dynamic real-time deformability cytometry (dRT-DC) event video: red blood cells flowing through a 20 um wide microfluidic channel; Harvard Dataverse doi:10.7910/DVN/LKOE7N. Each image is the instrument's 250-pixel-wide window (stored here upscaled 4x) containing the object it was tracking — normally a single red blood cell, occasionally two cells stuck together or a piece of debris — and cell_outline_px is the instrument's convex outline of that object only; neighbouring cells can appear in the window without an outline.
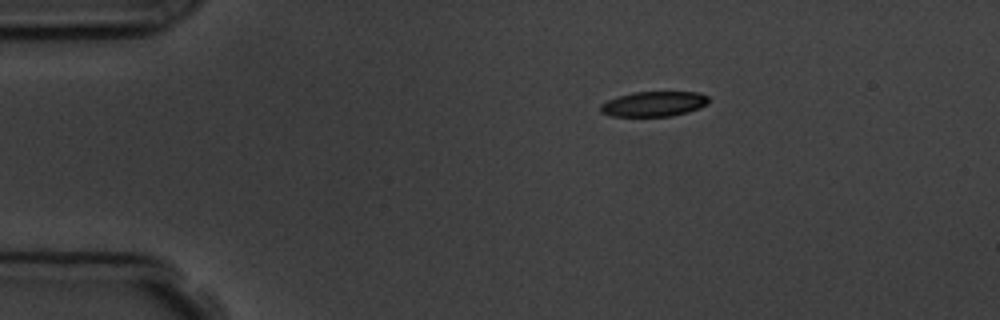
{"species": "common noctule bat (a hibernating species)", "species_latin": "Nyctalus noctula", "temperature_condition": "room temperature", "stored_images_in_passage": 2, "camera_frame_rate_fps": 3000, "um_per_image_px": 0.085, "animal": {"sex": "male", "body_mass_g": 19.5, "forearm_length_mm": 54.6}, "frame": {"image": 1, "passage_image": 1, "time_ms": 0.0, "image_size_px": [1000, 320], "cell_outline_px": [[708, 104], [700, 108], [688, 112], [672, 116], [612, 116], [600, 112], [600, 104], [608, 100], [632, 92], [700, 92], [708, 96]], "centroid_in_image_um": [55.6, 8.83], "position_along_channel_um": 29.4, "area_um2": 15.84}}